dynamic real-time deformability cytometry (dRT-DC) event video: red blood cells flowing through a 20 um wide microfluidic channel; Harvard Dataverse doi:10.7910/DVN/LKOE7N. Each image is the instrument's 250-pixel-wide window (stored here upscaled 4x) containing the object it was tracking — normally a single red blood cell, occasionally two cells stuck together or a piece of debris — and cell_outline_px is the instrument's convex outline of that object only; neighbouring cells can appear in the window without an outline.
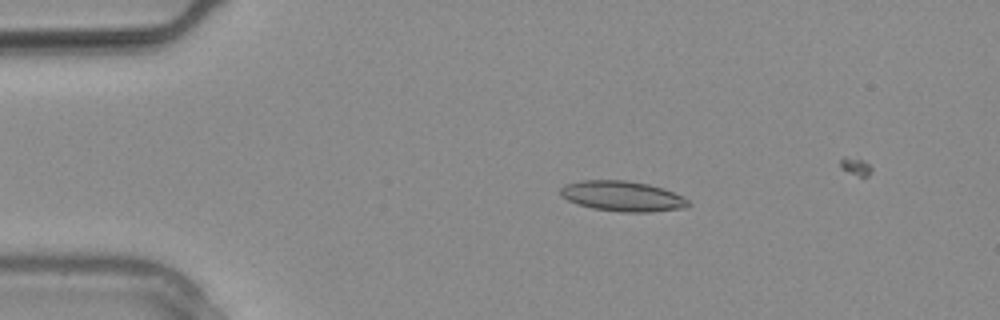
{"species": "common noctule bat (a hibernating species)", "species_latin": "Nyctalus noctula", "temperature_condition": "warm", "stored_images_in_passage": 9, "camera_frame_rate_fps": 3000, "um_per_image_px": 0.085, "animal": {"sex": "male", "body_mass_g": 20.4}, "frame": {"image": 1, "passage_image": 6, "time_ms": 1.667, "image_size_px": [1000, 320], "cell_outline_px": [[692, 204], [684, 208], [652, 212], [620, 212], [592, 208], [576, 204], [560, 196], [560, 188], [564, 184], [580, 180], [628, 180], [648, 184], [664, 188], [688, 200]], "centroid_in_image_um": [52.87, 16.67], "position_along_channel_um": 32.1, "area_um2": 22.77}}